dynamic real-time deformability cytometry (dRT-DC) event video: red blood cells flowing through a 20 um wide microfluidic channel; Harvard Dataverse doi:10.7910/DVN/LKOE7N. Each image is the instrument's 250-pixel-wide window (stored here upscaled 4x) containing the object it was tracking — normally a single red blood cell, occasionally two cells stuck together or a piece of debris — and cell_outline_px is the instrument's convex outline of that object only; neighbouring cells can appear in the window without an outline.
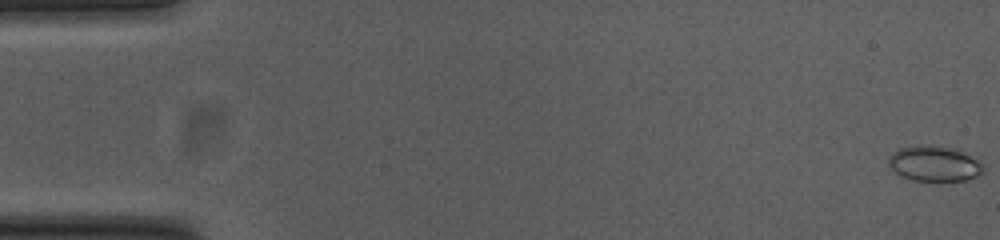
{"species": "common noctule bat (a hibernating species)", "species_latin": "Nyctalus noctula", "temperature_condition": "cold", "stored_images_in_passage": 54, "camera_frame_rate_fps": 3000, "um_per_image_px": 0.085, "animal": {"sex": "female", "body_mass_g": 23.0, "forearm_length_mm": 53.4}, "frame": {"image": 1, "passage_image": 1, "time_ms": 0.0, "image_size_px": [1000, 240], "cell_outline_px": [[984, 172], [968, 180], [912, 180], [900, 176], [888, 164], [888, 156], [892, 152], [900, 148], [920, 144], [928, 144], [948, 148], [960, 152], [976, 160], [984, 168]], "centroid_in_image_um": [79.34, 13.91], "position_along_channel_um": 5.7, "area_um2": 19.19}}
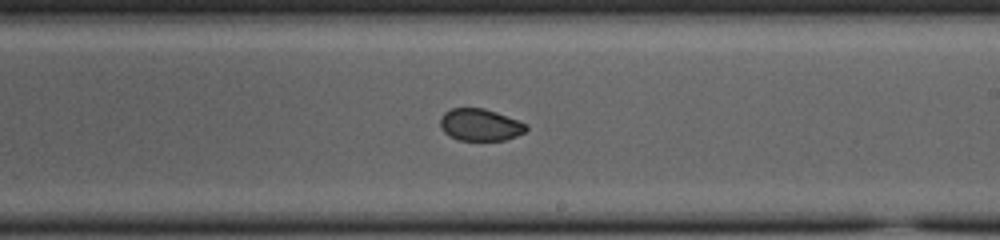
{"frame": {"image": 2, "passage_image": 32, "time_ms": 10.333, "image_size_px": [1000, 240], "cell_outline_px": [[528, 128], [524, 132], [516, 136], [504, 140], [460, 140], [448, 136], [440, 128], [440, 116], [444, 112], [452, 108], [484, 108], [496, 112], [528, 124]], "centroid_in_image_um": [40.79, 10.61], "position_along_channel_um": 248.2, "area_um2": 16.13}}
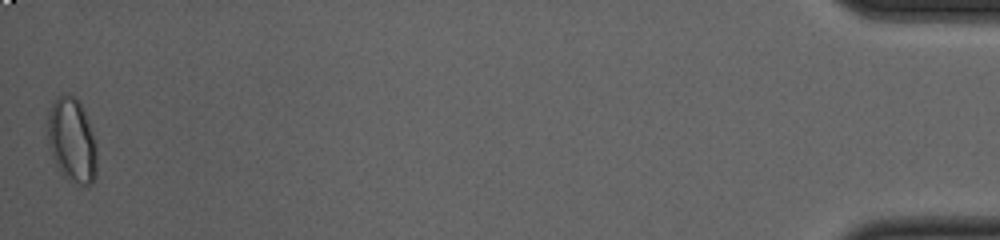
{"frame": {"image": 3, "passage_image": 54, "time_ms": 17.667, "image_size_px": [1000, 240], "cell_outline_px": [[96, 176], [92, 184], [80, 184], [68, 180], [60, 172], [52, 156], [48, 144], [48, 108], [56, 96], [64, 92], [68, 92], [76, 96], [88, 120], [96, 148]], "centroid_in_image_um": [6.09, 11.88], "position_along_channel_um": 429.1, "area_um2": 24.39}}